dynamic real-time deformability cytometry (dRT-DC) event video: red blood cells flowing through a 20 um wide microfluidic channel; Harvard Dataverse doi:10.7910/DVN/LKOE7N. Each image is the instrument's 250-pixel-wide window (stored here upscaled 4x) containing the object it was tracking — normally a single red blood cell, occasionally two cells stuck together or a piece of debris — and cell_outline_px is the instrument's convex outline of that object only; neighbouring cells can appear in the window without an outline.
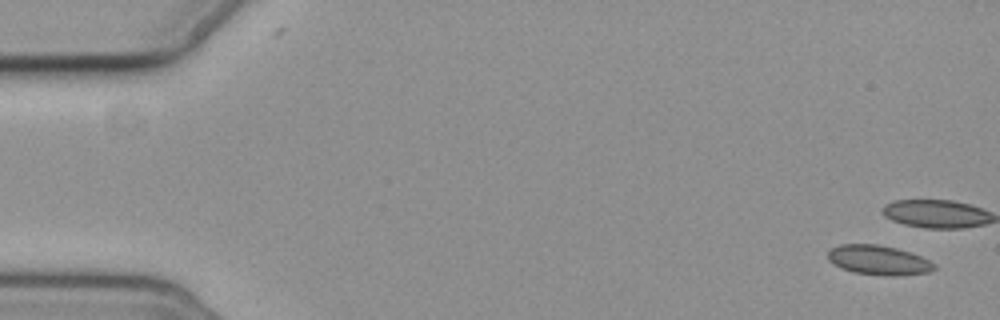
{"species": "common noctule bat (a hibernating species)", "species_latin": "Nyctalus noctula", "temperature_condition": "cold", "stored_images_in_passage": 4, "camera_frame_rate_fps": 3000, "um_per_image_px": 0.085, "animal": {"sex": "female", "body_mass_g": 19.3, "forearm_length_mm": 54.1}, "frame": {"image": 1, "passage_image": 1, "time_ms": 0.0, "image_size_px": [1000, 320], "cell_outline_px": [[936, 268], [928, 272], [896, 276], [888, 276], [852, 272], [840, 268], [832, 264], [828, 260], [828, 252], [832, 248], [840, 244], [880, 244], [896, 248], [920, 256], [936, 264]], "centroid_in_image_um": [74.65, 22.11], "position_along_channel_um": 10.4, "area_um2": 18.38}}